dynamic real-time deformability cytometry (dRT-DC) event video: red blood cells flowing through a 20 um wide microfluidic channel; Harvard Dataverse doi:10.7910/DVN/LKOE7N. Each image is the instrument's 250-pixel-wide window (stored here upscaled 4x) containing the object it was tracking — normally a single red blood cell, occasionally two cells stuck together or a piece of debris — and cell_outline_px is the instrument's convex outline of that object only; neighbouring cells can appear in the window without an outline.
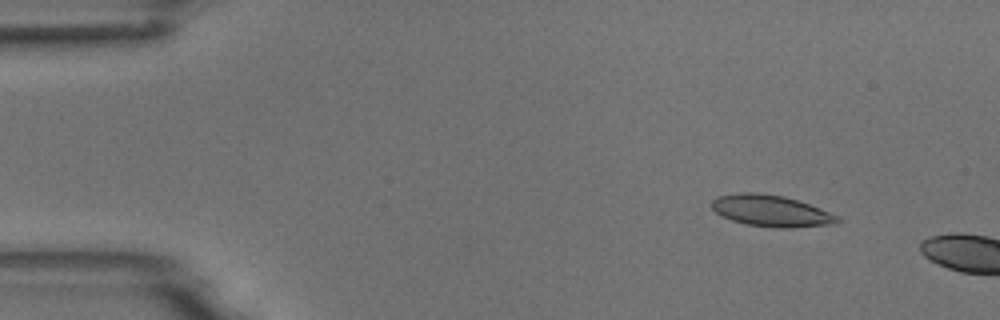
{"species": "common noctule bat (a hibernating species)", "species_latin": "Nyctalus noctula", "temperature_condition": "room temperature", "stored_images_in_passage": 3, "camera_frame_rate_fps": 3000, "um_per_image_px": 0.085, "animal": {"sex": "male", "body_mass_g": 18.8}, "frame": {"image": 1, "passage_image": 2, "time_ms": 0.333, "image_size_px": [1000, 320], "cell_outline_px": [[840, 220], [836, 224], [788, 228], [776, 228], [744, 224], [732, 220], [716, 212], [712, 208], [712, 200], [716, 196], [740, 192], [756, 192], [784, 196], [820, 208], [840, 216]], "centroid_in_image_um": [65.55, 17.92], "position_along_channel_um": 19.4, "area_um2": 23.12}}